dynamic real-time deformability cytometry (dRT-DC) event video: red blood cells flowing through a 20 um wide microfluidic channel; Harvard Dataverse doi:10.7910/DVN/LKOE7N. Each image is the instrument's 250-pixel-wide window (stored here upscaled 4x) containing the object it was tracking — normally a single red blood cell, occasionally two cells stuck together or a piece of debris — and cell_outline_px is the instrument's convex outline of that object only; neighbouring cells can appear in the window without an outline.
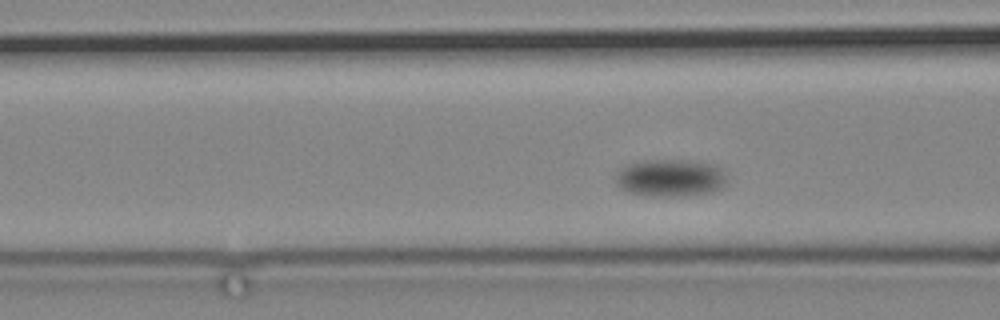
{"species": "common noctule bat (a hibernating species)", "species_latin": "Nyctalus noctula", "temperature_condition": "cold", "stored_images_in_passage": 59, "camera_frame_rate_fps": 3000, "um_per_image_px": 0.085, "animal": {"sex": "male", "body_mass_g": 19.2, "forearm_length_mm": 51.8}, "frame": {"image": 1, "passage_image": 8, "time_ms": 2.333, "image_size_px": [1000, 320], "cell_outline_px": [[728, 184], [724, 188], [712, 192], [684, 196], [648, 196], [628, 192], [620, 188], [616, 184], [616, 172], [620, 168], [628, 164], [644, 160], [680, 160], [712, 164], [724, 168], [728, 180]], "centroid_in_image_um": [57.03, 15.13], "position_along_channel_um": 109.6, "area_um2": 24.74}}
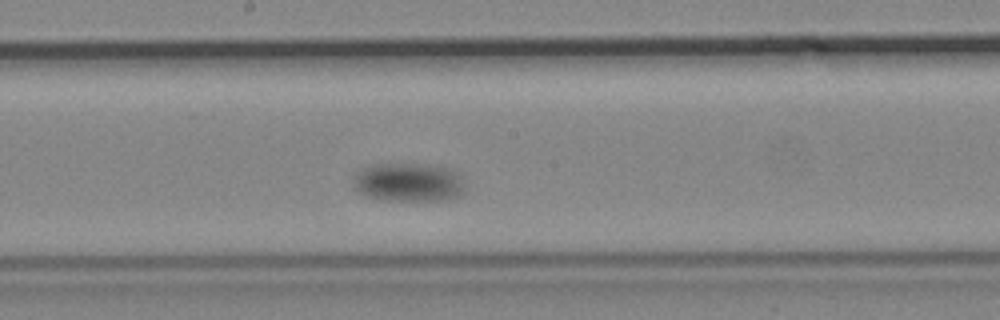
{"frame": {"image": 2, "passage_image": 21, "time_ms": 6.667, "image_size_px": [1000, 320], "cell_outline_px": [[464, 192], [456, 196], [444, 200], [380, 200], [368, 196], [360, 192], [352, 184], [356, 172], [360, 168], [372, 164], [420, 164], [448, 168], [460, 176], [464, 188]], "centroid_in_image_um": [34.67, 15.49], "position_along_channel_um": 213.5, "area_um2": 25.03}}
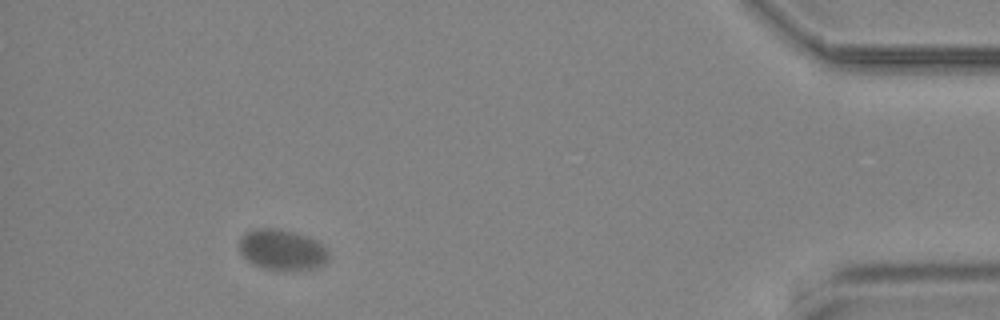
{"frame": {"image": 3, "passage_image": 52, "time_ms": 17.0, "image_size_px": [1000, 320], "cell_outline_px": [[328, 260], [324, 264], [316, 268], [292, 272], [264, 268], [252, 264], [240, 252], [240, 236], [244, 232], [256, 228], [280, 228], [308, 236], [324, 244], [328, 252]], "centroid_in_image_um": [24.0, 21.24], "position_along_channel_um": 411.2, "area_um2": 21.73}}